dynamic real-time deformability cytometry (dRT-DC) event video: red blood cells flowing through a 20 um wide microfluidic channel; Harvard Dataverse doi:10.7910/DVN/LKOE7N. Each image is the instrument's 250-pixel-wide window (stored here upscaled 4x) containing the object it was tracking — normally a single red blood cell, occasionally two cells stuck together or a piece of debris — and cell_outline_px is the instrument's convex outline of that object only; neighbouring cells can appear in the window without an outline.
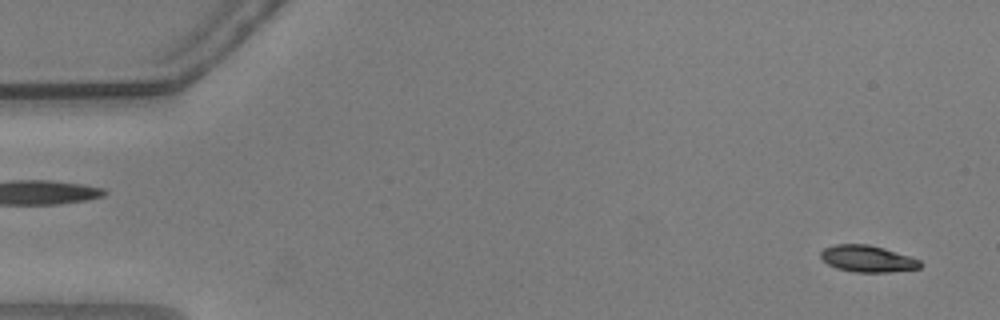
{"species": "common noctule bat (a hibernating species)", "species_latin": "Nyctalus noctula", "temperature_condition": "warm", "stored_images_in_passage": 55, "camera_frame_rate_fps": 3000, "um_per_image_px": 0.085, "animal": {"sex": "male", "body_mass_g": 20.5, "forearm_length_mm": 52.5}, "frame": {"image": 1, "passage_image": 2, "time_ms": 0.333, "image_size_px": [1000, 320], "cell_outline_px": [[924, 264], [920, 268], [888, 272], [852, 272], [836, 268], [828, 264], [820, 256], [820, 252], [824, 248], [836, 244], [868, 244], [884, 248], [920, 260]], "centroid_in_image_um": [73.74, 21.99], "position_along_channel_um": 11.3, "area_um2": 15.43}}
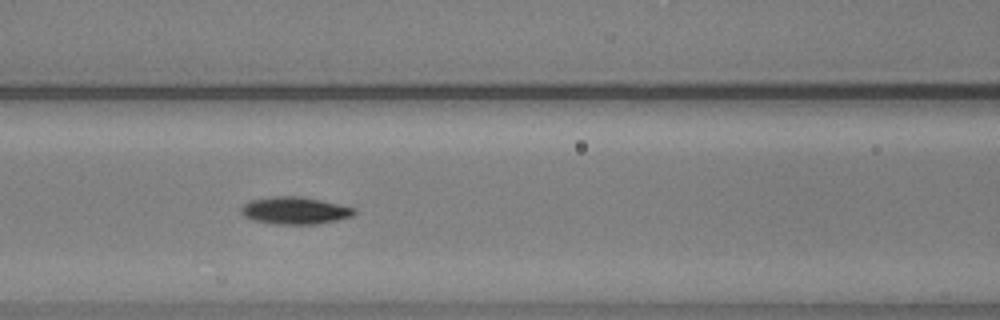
{"frame": {"image": 2, "passage_image": 23, "time_ms": 7.333, "image_size_px": [1000, 320], "cell_outline_px": [[356, 212], [352, 216], [336, 220], [316, 224], [276, 224], [252, 220], [244, 216], [240, 212], [240, 208], [248, 200], [272, 196], [296, 196], [320, 200], [356, 208]], "centroid_in_image_um": [25.02, 17.89], "position_along_channel_um": 141.6, "area_um2": 17.98}}
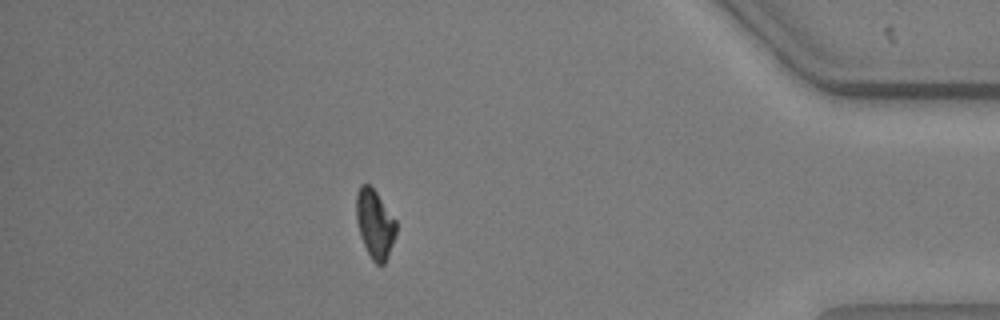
{"frame": {"image": 3, "passage_image": 48, "time_ms": 15.667, "image_size_px": [1000, 320], "cell_outline_px": [[396, 232], [388, 256], [384, 264], [376, 264], [372, 260], [360, 236], [356, 220], [356, 192], [360, 184], [368, 184], [376, 192], [396, 220]], "centroid_in_image_um": [31.85, 19.02], "position_along_channel_um": 403.4, "area_um2": 15.84}, "authors_computed_cell_mechanics": {"area_um2": 16.5886, "velocity_mm_per_s": 3.6599, "shape_relaxation_time_tau1_ms": 3.0614, "shape_relaxation_time_tau2_ms": 5.1379, "deformation_change_tau1": 0.1315, "deformation_change_tau2": 0.0988}}